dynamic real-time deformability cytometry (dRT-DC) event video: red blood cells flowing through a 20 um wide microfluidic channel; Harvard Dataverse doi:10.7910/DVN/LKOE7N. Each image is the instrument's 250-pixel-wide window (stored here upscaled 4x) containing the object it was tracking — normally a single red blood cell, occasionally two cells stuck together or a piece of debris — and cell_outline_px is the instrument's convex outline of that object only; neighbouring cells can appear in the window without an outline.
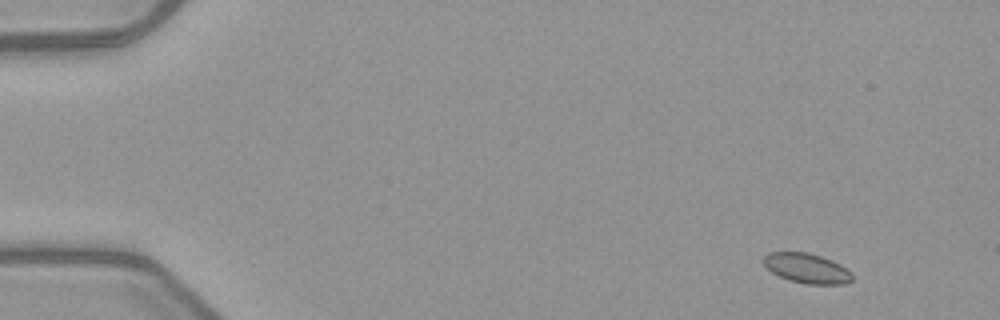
{"species": "common noctule bat (a hibernating species)", "species_latin": "Nyctalus noctula", "temperature_condition": "warm", "stored_images_in_passage": 6, "camera_frame_rate_fps": 3000, "um_per_image_px": 0.085, "animal": {"sex": "female", "body_mass_g": 21.9}, "frame": {"image": 1, "passage_image": 2, "time_ms": 1.0, "image_size_px": [1000, 320], "cell_outline_px": [[852, 280], [844, 284], [808, 284], [788, 280], [772, 272], [764, 264], [764, 256], [768, 252], [808, 252], [832, 260], [840, 264], [852, 272]], "centroid_in_image_um": [68.6, 22.8], "position_along_channel_um": 16.4, "area_um2": 15.37}}
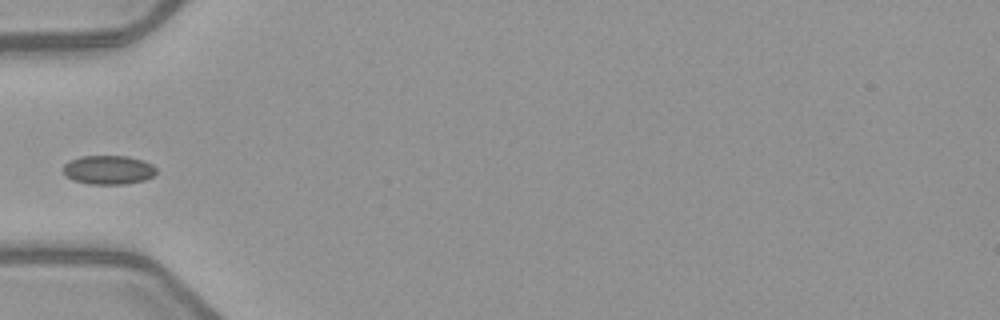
{"frame": {"image": 2, "passage_image": 5, "time_ms": 5.667, "image_size_px": [1000, 320], "cell_outline_px": [[156, 172], [152, 176], [144, 180], [124, 184], [88, 184], [72, 180], [64, 176], [64, 164], [68, 160], [80, 156], [128, 156], [144, 160], [152, 164], [156, 168]], "centroid_in_image_um": [9.19, 14.43], "position_along_channel_um": 75.8, "area_um2": 15.9}}
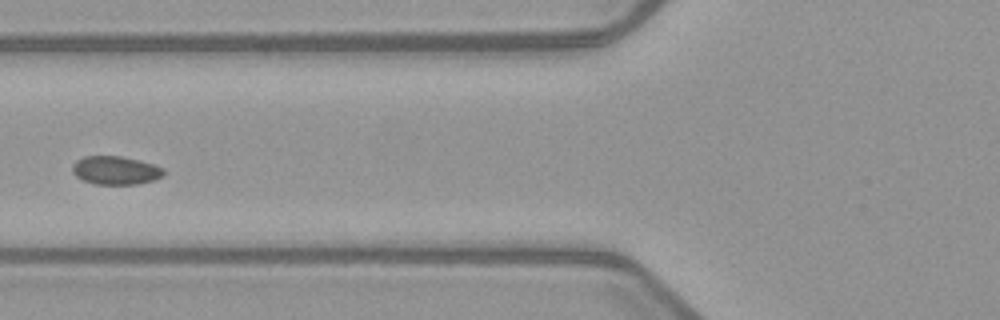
{"frame": {"image": 3, "passage_image": 6, "time_ms": 6.667, "image_size_px": [1000, 320], "cell_outline_px": [[164, 176], [156, 180], [136, 184], [96, 184], [84, 180], [76, 176], [72, 172], [72, 164], [76, 160], [84, 156], [120, 156], [152, 164], [164, 168]], "centroid_in_image_um": [9.82, 14.48], "position_along_channel_um": 116.0, "area_um2": 15.09}}